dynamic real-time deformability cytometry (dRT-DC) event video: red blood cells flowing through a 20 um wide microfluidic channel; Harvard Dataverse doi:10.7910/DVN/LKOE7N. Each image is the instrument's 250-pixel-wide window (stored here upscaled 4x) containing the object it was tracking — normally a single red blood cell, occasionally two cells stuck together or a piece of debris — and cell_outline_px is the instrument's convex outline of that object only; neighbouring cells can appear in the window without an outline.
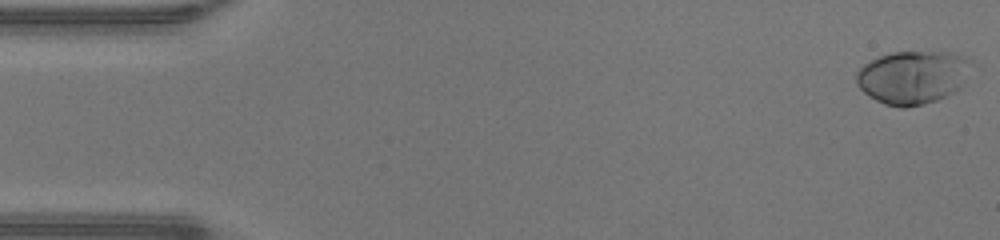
{"species": "human", "species_latin": "Homo sapiens", "temperature_condition": "warm", "stored_images_in_passage": 48, "camera_frame_rate_fps": 3000, "um_per_image_px": 0.085, "donor": {"sex": "male"}, "frame": {"image": 1, "passage_image": 1, "time_ms": 0.0, "image_size_px": [1000, 240], "cell_outline_px": [[972, 60], [964, 80], [956, 92], [936, 100], [924, 104], [904, 108], [900, 108], [884, 104], [876, 100], [864, 92], [856, 84], [856, 72], [864, 64], [880, 56], [892, 52], [952, 52], [964, 56]], "centroid_in_image_um": [77.57, 6.56], "position_along_channel_um": 7.4, "area_um2": 35.6}}
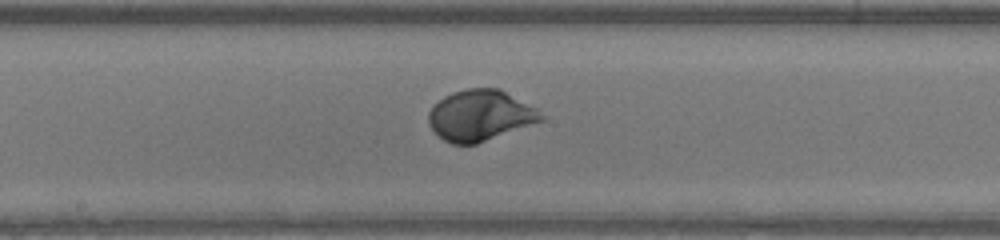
{"frame": {"image": 2, "passage_image": 25, "time_ms": 8.0, "image_size_px": [1000, 240], "cell_outline_px": [[548, 116], [544, 120], [476, 144], [452, 144], [444, 140], [428, 124], [428, 112], [444, 96], [452, 92], [468, 88], [500, 88], [536, 108]], "centroid_in_image_um": [40.85, 9.8], "position_along_channel_um": 207.4, "area_um2": 33.29}}
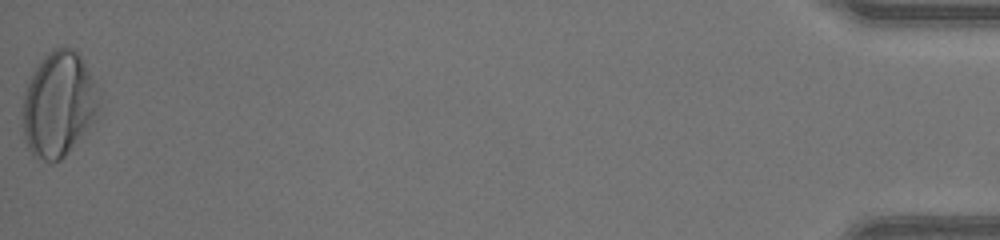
{"frame": {"image": 3, "passage_image": 48, "time_ms": 15.667, "image_size_px": [1000, 240], "cell_outline_px": [[100, 96], [92, 120], [84, 132], [64, 156], [60, 160], [52, 164], [32, 156], [28, 148], [24, 136], [20, 112], [24, 92], [32, 72], [44, 56], [52, 48], [72, 48], [80, 56], [96, 84]], "centroid_in_image_um": [4.91, 8.88], "position_along_channel_um": 430.3, "area_um2": 46.59}, "authors_computed_cell_mechanics": {"area_um2": 33.0905, "velocity_mm_per_s": 4.3234, "shape_relaxation_time_tau1_ms": 2.6104, "shape_relaxation_time_tau2_ms": null, "deformation_change_tau1": 0.1816, "deformation_change_tau2": null}}